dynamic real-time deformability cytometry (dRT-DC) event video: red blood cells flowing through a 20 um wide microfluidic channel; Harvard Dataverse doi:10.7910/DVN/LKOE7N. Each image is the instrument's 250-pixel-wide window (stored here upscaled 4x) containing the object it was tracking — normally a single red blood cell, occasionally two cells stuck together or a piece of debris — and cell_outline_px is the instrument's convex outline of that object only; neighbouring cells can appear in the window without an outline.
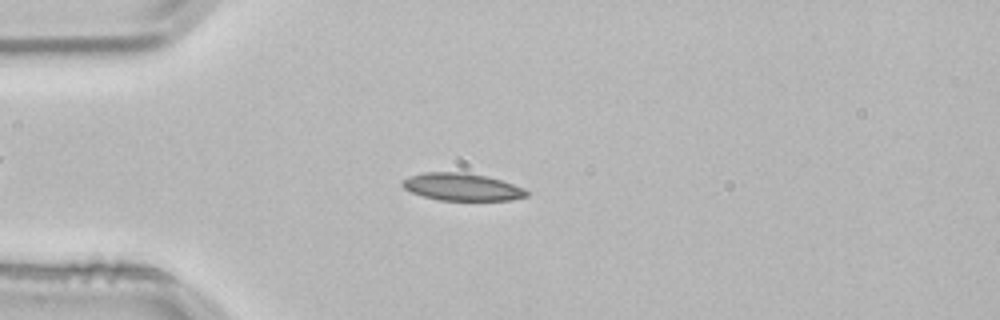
{"species": "common noctule bat (a hibernating species)", "species_latin": "Nyctalus noctula", "temperature_condition": "room temperature", "stored_images_in_passage": 52, "camera_frame_rate_fps": 3000, "um_per_image_px": 0.085, "animal": {"sex": "male", "body_mass_g": 21.5, "forearm_length_mm": 52.0}, "frame": {"image": 1, "passage_image": 13, "time_ms": 4.0, "image_size_px": [1000, 320], "cell_outline_px": [[528, 196], [512, 200], [440, 200], [424, 196], [412, 192], [404, 188], [400, 184], [400, 180], [408, 176], [424, 172], [464, 172], [488, 176], [524, 188], [528, 192]], "centroid_in_image_um": [39.24, 15.88], "position_along_channel_um": 45.8, "area_um2": 19.88}}
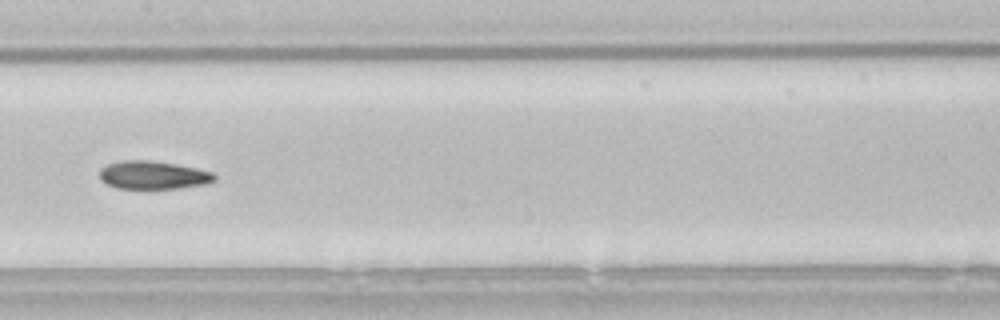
{"frame": {"image": 2, "passage_image": 26, "time_ms": 8.333, "image_size_px": [1000, 320], "cell_outline_px": [[216, 180], [208, 184], [180, 188], [116, 188], [100, 180], [100, 168], [108, 164], [120, 160], [148, 160], [176, 164], [196, 168], [212, 172], [216, 176]], "centroid_in_image_um": [13.03, 14.88], "position_along_channel_um": 194.4, "area_um2": 18.9}}
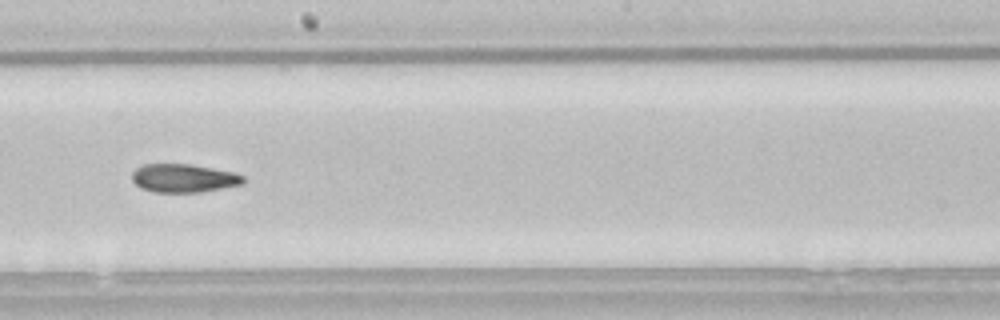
{"frame": {"image": 3, "passage_image": 29, "time_ms": 9.333, "image_size_px": [1000, 320], "cell_outline_px": [[244, 184], [204, 192], [152, 192], [140, 188], [132, 180], [132, 172], [136, 168], [144, 164], [188, 164], [212, 168], [232, 172], [244, 176]], "centroid_in_image_um": [15.6, 15.15], "position_along_channel_um": 232.6, "area_um2": 18.5}, "authors_computed_cell_mechanics": {"area_um2": 18.9873, "velocity_mm_per_s": 3.8399, "shape_relaxation_time_tau1_ms": null, "shape_relaxation_time_tau2_ms": 5.0213, "deformation_change_tau1": null, "deformation_change_tau2": 0.1117}}